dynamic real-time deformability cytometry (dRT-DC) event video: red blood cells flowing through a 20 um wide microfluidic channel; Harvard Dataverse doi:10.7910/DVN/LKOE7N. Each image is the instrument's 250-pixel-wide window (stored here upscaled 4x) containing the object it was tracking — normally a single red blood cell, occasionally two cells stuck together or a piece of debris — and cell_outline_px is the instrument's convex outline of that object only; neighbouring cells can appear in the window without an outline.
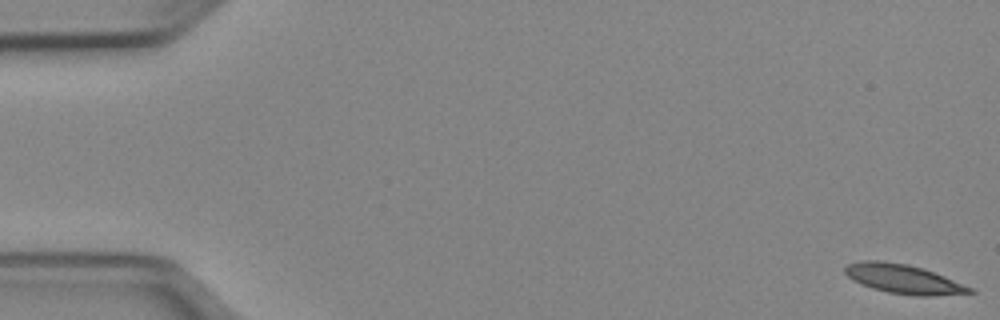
{"species": "Egyptian fruit bat (a non-hibernating species)", "species_latin": "Rousettus aegyptiacus", "temperature_condition": "cold", "stored_images_in_passage": 12, "camera_frame_rate_fps": 3000, "um_per_image_px": 0.085, "animal": {"sex": "female"}, "frame": {"image": 1, "passage_image": 1, "time_ms": 0.0, "image_size_px": [1000, 320], "cell_outline_px": [[976, 292], [932, 296], [916, 296], [888, 292], [872, 288], [860, 284], [852, 280], [844, 272], [844, 268], [848, 264], [860, 260], [880, 260], [908, 264], [924, 268], [944, 276], [972, 288]], "centroid_in_image_um": [76.75, 23.7], "position_along_channel_um": 8.2, "area_um2": 21.27}}